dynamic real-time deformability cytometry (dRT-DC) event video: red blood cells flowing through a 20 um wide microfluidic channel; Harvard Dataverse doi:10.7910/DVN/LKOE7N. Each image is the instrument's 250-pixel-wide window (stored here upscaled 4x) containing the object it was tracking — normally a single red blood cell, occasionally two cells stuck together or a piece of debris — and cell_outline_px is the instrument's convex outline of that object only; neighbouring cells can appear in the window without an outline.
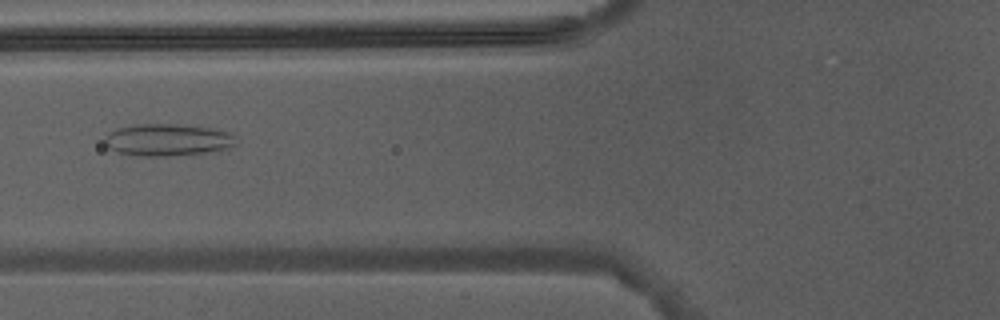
{"species": "Egyptian fruit bat (a non-hibernating species)", "species_latin": "Rousettus aegyptiacus", "temperature_condition": "warm", "stored_images_in_passage": 4, "camera_frame_rate_fps": 3000, "um_per_image_px": 0.085, "animal": {"sex": "male"}, "frame": {"image": 1, "passage_image": 3, "time_ms": 2.333, "image_size_px": [1000, 320], "cell_outline_px": [[236, 144], [212, 152], [168, 156], [136, 156], [116, 152], [108, 148], [104, 140], [108, 132], [116, 128], [136, 124], [176, 124], [208, 128], [232, 132]], "centroid_in_image_um": [14.19, 11.89], "position_along_channel_um": 111.6, "area_um2": 24.62}}